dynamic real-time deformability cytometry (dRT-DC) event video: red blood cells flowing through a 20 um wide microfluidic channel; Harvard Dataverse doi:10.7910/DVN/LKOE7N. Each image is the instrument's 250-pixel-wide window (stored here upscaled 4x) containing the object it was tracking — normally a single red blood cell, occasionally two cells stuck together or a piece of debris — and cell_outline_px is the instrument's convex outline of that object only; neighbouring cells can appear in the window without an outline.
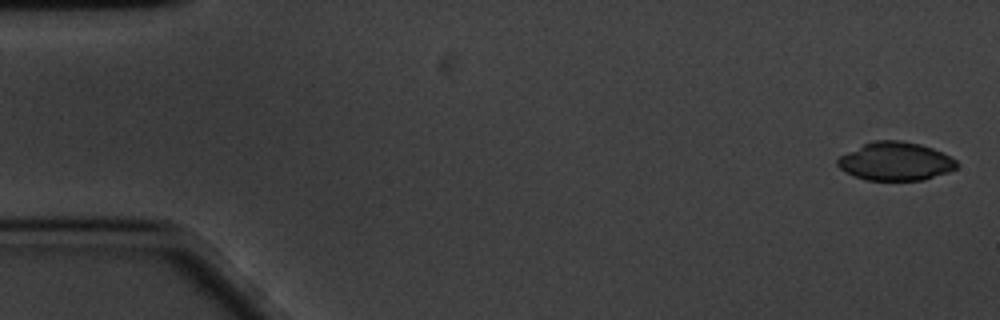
{"species": "common noctule bat (a hibernating species)", "species_latin": "Nyctalus noctula", "temperature_condition": "cold", "stored_images_in_passage": 58, "camera_frame_rate_fps": 3000, "um_per_image_px": 0.085, "animal": {"sex": "male", "body_mass_g": 20.1, "forearm_length_mm": 53.5}, "frame": {"image": 1, "passage_image": 1, "time_ms": 0.0, "image_size_px": [1000, 320], "cell_outline_px": [[960, 164], [956, 168], [948, 172], [924, 180], [864, 180], [844, 172], [836, 164], [836, 160], [840, 156], [864, 144], [876, 140], [900, 140], [920, 144], [932, 148], [956, 160]], "centroid_in_image_um": [76.11, 13.72], "position_along_channel_um": 8.9, "area_um2": 26.59}}
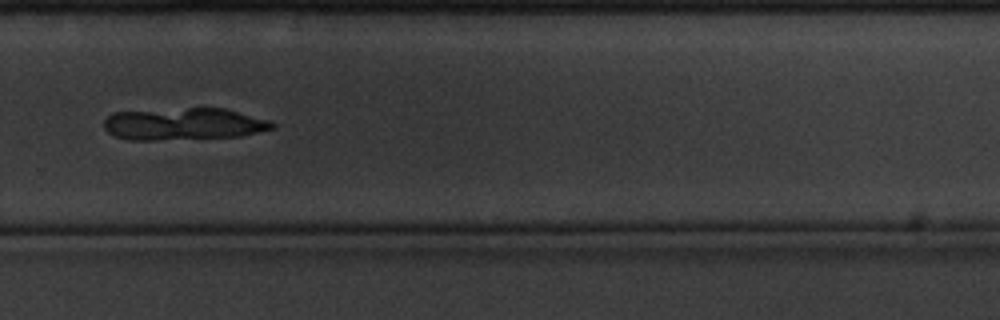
{"frame": {"image": 2, "passage_image": 39, "time_ms": 12.667, "image_size_px": [1000, 320], "cell_outline_px": [[276, 124], [272, 128], [240, 136], [156, 140], [128, 140], [116, 136], [108, 132], [104, 128], [104, 120], [112, 112], [188, 108], [224, 108], [268, 120]], "centroid_in_image_um": [15.56, 10.54], "position_along_channel_um": 314.2, "area_um2": 31.21}}
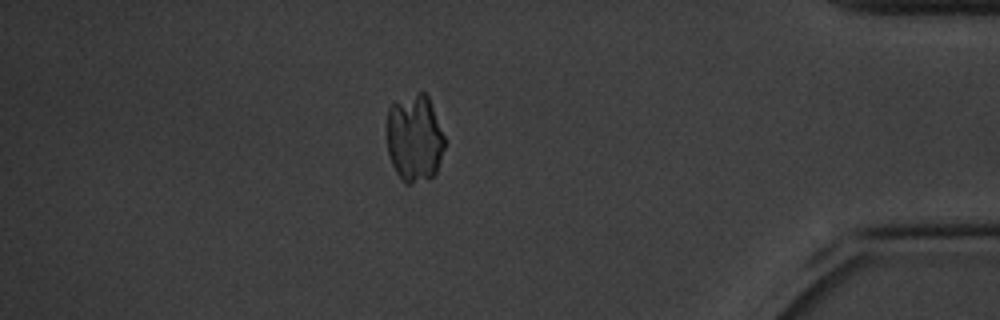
{"frame": {"image": 3, "passage_image": 50, "time_ms": 16.333, "image_size_px": [1000, 320], "cell_outline_px": [[444, 148], [436, 172], [432, 176], [408, 184], [404, 184], [400, 180], [388, 156], [388, 108], [392, 104], [416, 92], [424, 92], [428, 96], [444, 136]], "centroid_in_image_um": [35.22, 11.75], "position_along_channel_um": 400.0, "area_um2": 29.13}}